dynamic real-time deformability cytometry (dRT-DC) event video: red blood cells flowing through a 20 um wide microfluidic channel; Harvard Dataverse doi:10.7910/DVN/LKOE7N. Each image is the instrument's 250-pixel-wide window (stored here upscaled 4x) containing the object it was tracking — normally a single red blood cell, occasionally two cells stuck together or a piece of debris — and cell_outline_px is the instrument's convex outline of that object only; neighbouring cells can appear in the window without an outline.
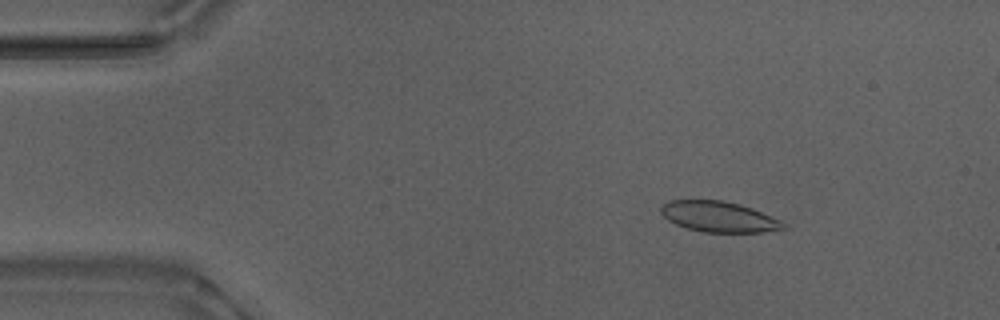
{"species": "Egyptian fruit bat (a non-hibernating species)", "species_latin": "Rousettus aegyptiacus", "temperature_condition": "warm", "stored_images_in_passage": 53, "camera_frame_rate_fps": 3000, "um_per_image_px": 0.085, "animal": {"sex": "male"}, "frame": {"image": 1, "passage_image": 7, "time_ms": 2.0, "image_size_px": [1000, 320], "cell_outline_px": [[788, 228], [760, 232], [704, 232], [688, 228], [676, 224], [668, 220], [660, 212], [660, 208], [668, 200], [724, 200], [740, 204], [752, 208], [780, 220], [788, 224]], "centroid_in_image_um": [61.12, 18.42], "position_along_channel_um": 23.9, "area_um2": 21.85}}
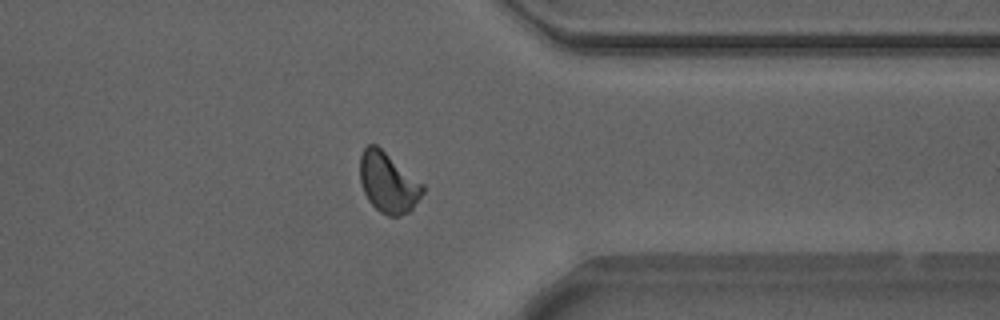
{"frame": {"image": 2, "passage_image": 41, "time_ms": 13.333, "image_size_px": [1000, 320], "cell_outline_px": [[424, 192], [412, 208], [408, 212], [400, 216], [388, 216], [380, 212], [368, 200], [364, 192], [360, 180], [360, 156], [364, 148], [368, 144], [376, 144], [424, 184]], "centroid_in_image_um": [32.99, 15.52], "position_along_channel_um": 378.4, "area_um2": 21.96}}
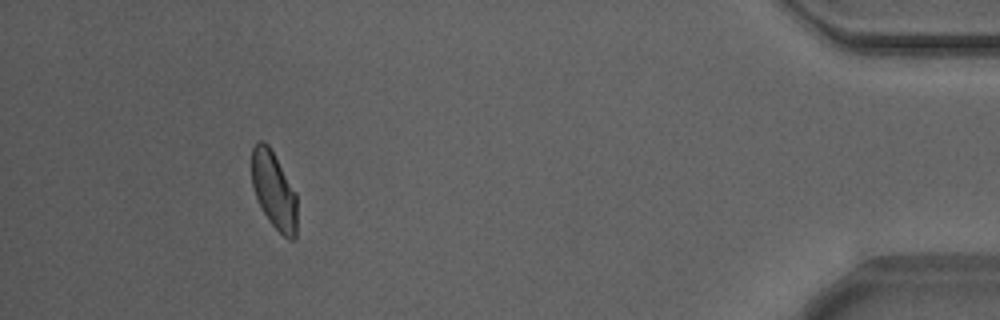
{"frame": {"image": 3, "passage_image": 48, "time_ms": 15.667, "image_size_px": [1000, 320], "cell_outline_px": [[296, 236], [292, 240], [288, 240], [268, 220], [256, 196], [252, 184], [252, 148], [256, 140], [264, 140], [268, 144], [296, 192]], "centroid_in_image_um": [23.28, 16.15], "position_along_channel_um": 411.9, "area_um2": 20.23}, "authors_computed_cell_mechanics": {"area_um2": 21.7906, "velocity_mm_per_s": 3.8574, "shape_relaxation_time_tau1_ms": 3.756, "shape_relaxation_time_tau2_ms": 1.3554, "deformation_change_tau1": 0.1105, "deformation_change_tau2": 0.0697}}